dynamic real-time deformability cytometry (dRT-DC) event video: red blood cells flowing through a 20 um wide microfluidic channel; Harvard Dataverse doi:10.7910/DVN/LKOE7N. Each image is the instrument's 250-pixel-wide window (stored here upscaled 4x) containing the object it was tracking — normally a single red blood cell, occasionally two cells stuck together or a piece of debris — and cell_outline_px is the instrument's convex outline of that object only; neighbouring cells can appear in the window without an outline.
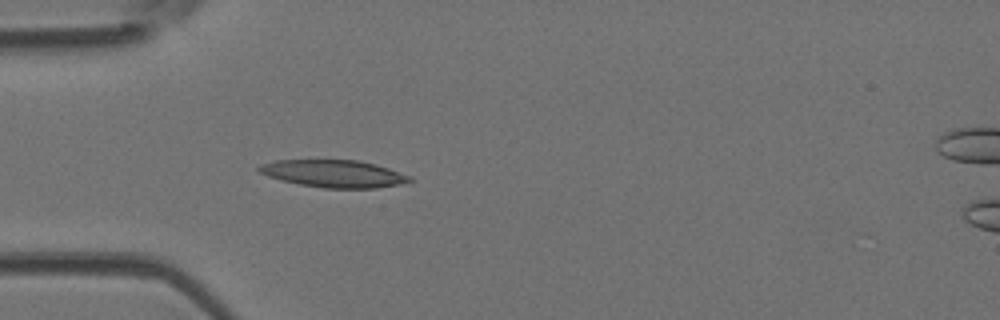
{"species": "Egyptian fruit bat (a non-hibernating species)", "species_latin": "Rousettus aegyptiacus", "temperature_condition": "room temperature", "stored_images_in_passage": 5, "camera_frame_rate_fps": 3000, "um_per_image_px": 0.085, "animal": {"sex": "female"}, "frame": {"image": 1, "passage_image": 4, "time_ms": 1.0, "image_size_px": [1000, 320], "cell_outline_px": [[412, 180], [400, 184], [376, 188], [324, 188], [300, 184], [280, 180], [268, 176], [260, 172], [256, 168], [260, 164], [276, 160], [360, 160], [376, 164], [412, 176]], "centroid_in_image_um": [28.37, 14.75], "position_along_channel_um": 56.6, "area_um2": 24.04}}